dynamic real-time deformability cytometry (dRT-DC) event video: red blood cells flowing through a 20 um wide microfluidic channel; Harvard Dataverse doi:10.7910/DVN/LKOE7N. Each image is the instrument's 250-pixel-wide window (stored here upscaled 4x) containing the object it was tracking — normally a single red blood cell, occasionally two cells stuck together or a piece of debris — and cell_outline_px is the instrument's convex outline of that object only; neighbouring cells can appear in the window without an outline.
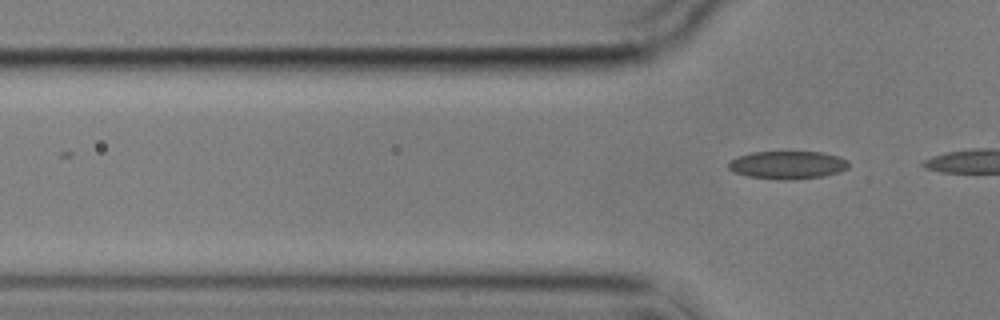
{"species": "common noctule bat (a hibernating species)", "species_latin": "Nyctalus noctula", "temperature_condition": "cold", "stored_images_in_passage": 2, "camera_frame_rate_fps": 3000, "um_per_image_px": 0.085, "animal": {"sex": "male", "body_mass_g": 17.9}, "frame": {"image": 1, "passage_image": 2, "time_ms": 1.333, "image_size_px": [1000, 320], "cell_outline_px": [[848, 168], [840, 172], [824, 176], [796, 180], [780, 180], [748, 176], [732, 172], [728, 168], [728, 164], [736, 156], [752, 152], [820, 152], [840, 156], [848, 160]], "centroid_in_image_um": [66.95, 14.03], "position_along_channel_um": 58.8, "area_um2": 19.83}}